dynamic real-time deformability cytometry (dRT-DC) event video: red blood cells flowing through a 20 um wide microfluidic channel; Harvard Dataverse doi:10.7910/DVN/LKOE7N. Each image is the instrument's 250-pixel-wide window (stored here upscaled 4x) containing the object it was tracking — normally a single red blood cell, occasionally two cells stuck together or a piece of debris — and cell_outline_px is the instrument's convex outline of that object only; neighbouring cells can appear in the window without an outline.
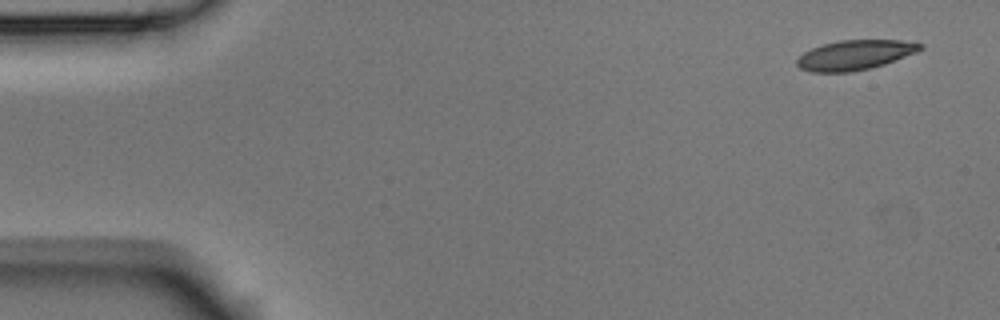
{"species": "Egyptian fruit bat (a non-hibernating species)", "species_latin": "Rousettus aegyptiacus", "temperature_condition": "room temperature", "stored_images_in_passage": 6, "camera_frame_rate_fps": 3000, "um_per_image_px": 0.085, "animal": {"sex": "male"}, "frame": {"image": 1, "passage_image": 1, "time_ms": 0.0, "image_size_px": [1000, 320], "cell_outline_px": [[924, 48], [916, 52], [884, 64], [872, 68], [852, 72], [808, 72], [800, 68], [796, 64], [796, 60], [804, 52], [812, 48], [824, 44], [840, 40], [916, 40], [924, 44]], "centroid_in_image_um": [72.71, 4.67], "position_along_channel_um": 12.3, "area_um2": 21.62}}
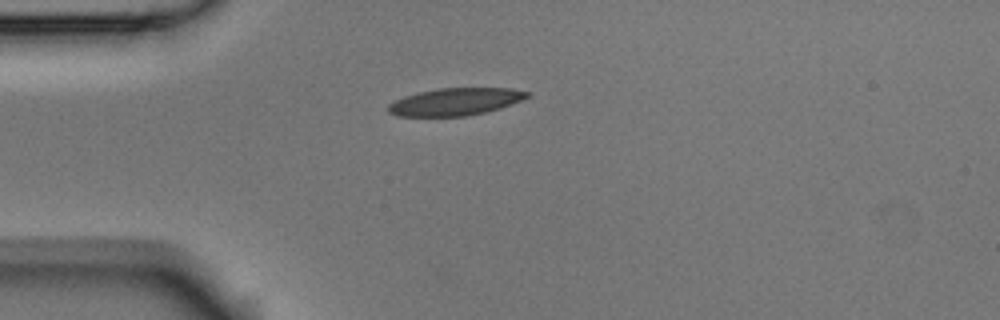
{"frame": {"image": 2, "passage_image": 4, "time_ms": 1.0, "image_size_px": [1000, 320], "cell_outline_px": [[532, 92], [528, 96], [512, 104], [500, 108], [484, 112], [464, 116], [396, 116], [388, 112], [388, 104], [404, 96], [436, 88], [512, 88]], "centroid_in_image_um": [38.7, 8.64], "position_along_channel_um": 46.3, "area_um2": 22.08}}
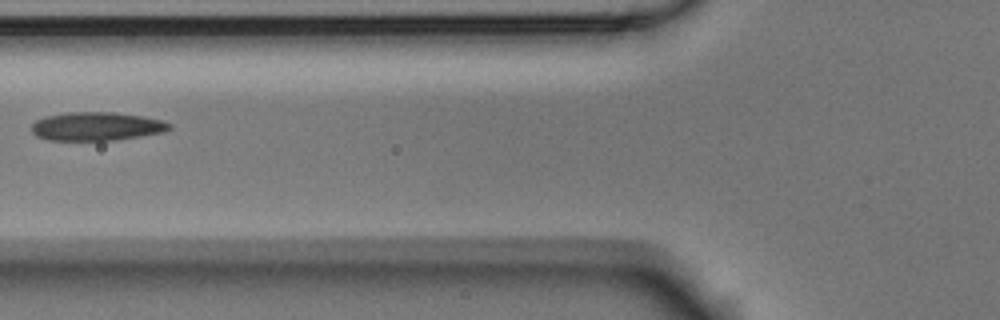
{"frame": {"image": 3, "passage_image": 6, "time_ms": 1.667, "image_size_px": [1000, 320], "cell_outline_px": [[172, 128], [164, 132], [140, 136], [112, 140], [48, 140], [36, 136], [32, 132], [32, 124], [36, 120], [44, 116], [68, 112], [112, 112], [144, 116], [164, 120], [172, 124]], "centroid_in_image_um": [8.22, 10.73], "position_along_channel_um": 117.6, "area_um2": 23.06}}